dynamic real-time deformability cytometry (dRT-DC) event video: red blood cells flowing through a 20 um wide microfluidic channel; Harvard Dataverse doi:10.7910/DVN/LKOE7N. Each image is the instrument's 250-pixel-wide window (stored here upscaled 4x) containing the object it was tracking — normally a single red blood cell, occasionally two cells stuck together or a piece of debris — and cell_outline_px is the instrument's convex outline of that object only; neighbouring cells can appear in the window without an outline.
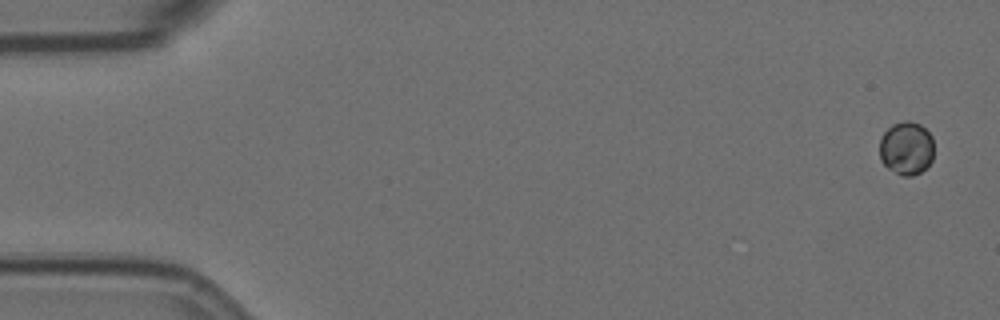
{"species": "Egyptian fruit bat (a non-hibernating species)", "species_latin": "Rousettus aegyptiacus", "temperature_condition": "room temperature", "stored_images_in_passage": 9, "camera_frame_rate_fps": 3000, "um_per_image_px": 0.085, "animal": {"sex": "female"}, "frame": {"image": 1, "passage_image": 1, "time_ms": 0.0, "image_size_px": [1000, 320], "cell_outline_px": [[932, 160], [920, 172], [912, 176], [904, 176], [888, 168], [880, 160], [880, 136], [892, 124], [904, 120], [908, 120], [920, 124], [932, 136]], "centroid_in_image_um": [77.02, 12.57], "position_along_channel_um": 8.0, "area_um2": 16.82}}